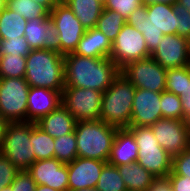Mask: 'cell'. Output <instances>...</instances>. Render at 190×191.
<instances>
[{
  "instance_id": "obj_1",
  "label": "cell",
  "mask_w": 190,
  "mask_h": 191,
  "mask_svg": "<svg viewBox=\"0 0 190 191\" xmlns=\"http://www.w3.org/2000/svg\"><path fill=\"white\" fill-rule=\"evenodd\" d=\"M120 69L110 58H92L74 53L64 55L65 87L105 92Z\"/></svg>"
},
{
  "instance_id": "obj_2",
  "label": "cell",
  "mask_w": 190,
  "mask_h": 191,
  "mask_svg": "<svg viewBox=\"0 0 190 191\" xmlns=\"http://www.w3.org/2000/svg\"><path fill=\"white\" fill-rule=\"evenodd\" d=\"M126 23L142 33L150 54L157 49L163 35L176 34L178 27L177 14L169 3H144L130 14Z\"/></svg>"
},
{
  "instance_id": "obj_3",
  "label": "cell",
  "mask_w": 190,
  "mask_h": 191,
  "mask_svg": "<svg viewBox=\"0 0 190 191\" xmlns=\"http://www.w3.org/2000/svg\"><path fill=\"white\" fill-rule=\"evenodd\" d=\"M25 80L30 87L63 91L64 55L47 49H36L26 56Z\"/></svg>"
},
{
  "instance_id": "obj_4",
  "label": "cell",
  "mask_w": 190,
  "mask_h": 191,
  "mask_svg": "<svg viewBox=\"0 0 190 191\" xmlns=\"http://www.w3.org/2000/svg\"><path fill=\"white\" fill-rule=\"evenodd\" d=\"M117 130L102 120L76 122L74 132L78 157L107 162Z\"/></svg>"
},
{
  "instance_id": "obj_5",
  "label": "cell",
  "mask_w": 190,
  "mask_h": 191,
  "mask_svg": "<svg viewBox=\"0 0 190 191\" xmlns=\"http://www.w3.org/2000/svg\"><path fill=\"white\" fill-rule=\"evenodd\" d=\"M135 91L136 87L120 72L102 94L100 120L117 128H128Z\"/></svg>"
},
{
  "instance_id": "obj_6",
  "label": "cell",
  "mask_w": 190,
  "mask_h": 191,
  "mask_svg": "<svg viewBox=\"0 0 190 191\" xmlns=\"http://www.w3.org/2000/svg\"><path fill=\"white\" fill-rule=\"evenodd\" d=\"M138 145L137 162L155 177H166L172 171L173 157L155 138L151 127L129 126Z\"/></svg>"
},
{
  "instance_id": "obj_7",
  "label": "cell",
  "mask_w": 190,
  "mask_h": 191,
  "mask_svg": "<svg viewBox=\"0 0 190 191\" xmlns=\"http://www.w3.org/2000/svg\"><path fill=\"white\" fill-rule=\"evenodd\" d=\"M33 144L30 143V122H8L1 153L19 170H27L35 161Z\"/></svg>"
},
{
  "instance_id": "obj_8",
  "label": "cell",
  "mask_w": 190,
  "mask_h": 191,
  "mask_svg": "<svg viewBox=\"0 0 190 191\" xmlns=\"http://www.w3.org/2000/svg\"><path fill=\"white\" fill-rule=\"evenodd\" d=\"M30 86L24 77L0 78V115L8 122L27 121Z\"/></svg>"
},
{
  "instance_id": "obj_9",
  "label": "cell",
  "mask_w": 190,
  "mask_h": 191,
  "mask_svg": "<svg viewBox=\"0 0 190 191\" xmlns=\"http://www.w3.org/2000/svg\"><path fill=\"white\" fill-rule=\"evenodd\" d=\"M151 57L144 36L134 26L125 24L112 42L110 59L121 70L136 60Z\"/></svg>"
},
{
  "instance_id": "obj_10",
  "label": "cell",
  "mask_w": 190,
  "mask_h": 191,
  "mask_svg": "<svg viewBox=\"0 0 190 191\" xmlns=\"http://www.w3.org/2000/svg\"><path fill=\"white\" fill-rule=\"evenodd\" d=\"M103 92L78 87H64L61 104L78 121L100 120Z\"/></svg>"
},
{
  "instance_id": "obj_11",
  "label": "cell",
  "mask_w": 190,
  "mask_h": 191,
  "mask_svg": "<svg viewBox=\"0 0 190 191\" xmlns=\"http://www.w3.org/2000/svg\"><path fill=\"white\" fill-rule=\"evenodd\" d=\"M136 88L152 92H164L167 69L162 67L152 57L136 60L120 70Z\"/></svg>"
},
{
  "instance_id": "obj_12",
  "label": "cell",
  "mask_w": 190,
  "mask_h": 191,
  "mask_svg": "<svg viewBox=\"0 0 190 191\" xmlns=\"http://www.w3.org/2000/svg\"><path fill=\"white\" fill-rule=\"evenodd\" d=\"M50 19L60 38V54L73 53L86 29L62 0L50 11Z\"/></svg>"
},
{
  "instance_id": "obj_13",
  "label": "cell",
  "mask_w": 190,
  "mask_h": 191,
  "mask_svg": "<svg viewBox=\"0 0 190 191\" xmlns=\"http://www.w3.org/2000/svg\"><path fill=\"white\" fill-rule=\"evenodd\" d=\"M150 127L159 145L172 157L190 148V125L186 121L162 118Z\"/></svg>"
},
{
  "instance_id": "obj_14",
  "label": "cell",
  "mask_w": 190,
  "mask_h": 191,
  "mask_svg": "<svg viewBox=\"0 0 190 191\" xmlns=\"http://www.w3.org/2000/svg\"><path fill=\"white\" fill-rule=\"evenodd\" d=\"M151 57L165 69L190 65V41L177 34L163 35Z\"/></svg>"
},
{
  "instance_id": "obj_15",
  "label": "cell",
  "mask_w": 190,
  "mask_h": 191,
  "mask_svg": "<svg viewBox=\"0 0 190 191\" xmlns=\"http://www.w3.org/2000/svg\"><path fill=\"white\" fill-rule=\"evenodd\" d=\"M27 171L37 185L68 191L67 164L56 158L35 161Z\"/></svg>"
},
{
  "instance_id": "obj_16",
  "label": "cell",
  "mask_w": 190,
  "mask_h": 191,
  "mask_svg": "<svg viewBox=\"0 0 190 191\" xmlns=\"http://www.w3.org/2000/svg\"><path fill=\"white\" fill-rule=\"evenodd\" d=\"M160 99L161 93L136 88L130 126L150 127L157 120L162 119Z\"/></svg>"
},
{
  "instance_id": "obj_17",
  "label": "cell",
  "mask_w": 190,
  "mask_h": 191,
  "mask_svg": "<svg viewBox=\"0 0 190 191\" xmlns=\"http://www.w3.org/2000/svg\"><path fill=\"white\" fill-rule=\"evenodd\" d=\"M105 161L77 157L67 163L68 170V191L96 187Z\"/></svg>"
},
{
  "instance_id": "obj_18",
  "label": "cell",
  "mask_w": 190,
  "mask_h": 191,
  "mask_svg": "<svg viewBox=\"0 0 190 191\" xmlns=\"http://www.w3.org/2000/svg\"><path fill=\"white\" fill-rule=\"evenodd\" d=\"M24 37L32 50L47 49L60 53V38L50 16L27 20Z\"/></svg>"
},
{
  "instance_id": "obj_19",
  "label": "cell",
  "mask_w": 190,
  "mask_h": 191,
  "mask_svg": "<svg viewBox=\"0 0 190 191\" xmlns=\"http://www.w3.org/2000/svg\"><path fill=\"white\" fill-rule=\"evenodd\" d=\"M62 91L30 87L27 97V121L36 123L61 105Z\"/></svg>"
},
{
  "instance_id": "obj_20",
  "label": "cell",
  "mask_w": 190,
  "mask_h": 191,
  "mask_svg": "<svg viewBox=\"0 0 190 191\" xmlns=\"http://www.w3.org/2000/svg\"><path fill=\"white\" fill-rule=\"evenodd\" d=\"M138 160V145L129 128H118L107 163L113 166L128 165Z\"/></svg>"
},
{
  "instance_id": "obj_21",
  "label": "cell",
  "mask_w": 190,
  "mask_h": 191,
  "mask_svg": "<svg viewBox=\"0 0 190 191\" xmlns=\"http://www.w3.org/2000/svg\"><path fill=\"white\" fill-rule=\"evenodd\" d=\"M111 50L112 42L104 33L92 28L85 31L73 53L92 58H109Z\"/></svg>"
},
{
  "instance_id": "obj_22",
  "label": "cell",
  "mask_w": 190,
  "mask_h": 191,
  "mask_svg": "<svg viewBox=\"0 0 190 191\" xmlns=\"http://www.w3.org/2000/svg\"><path fill=\"white\" fill-rule=\"evenodd\" d=\"M76 122L75 118L61 104L47 116L36 122V125L55 139L73 132Z\"/></svg>"
},
{
  "instance_id": "obj_23",
  "label": "cell",
  "mask_w": 190,
  "mask_h": 191,
  "mask_svg": "<svg viewBox=\"0 0 190 191\" xmlns=\"http://www.w3.org/2000/svg\"><path fill=\"white\" fill-rule=\"evenodd\" d=\"M127 191H147L155 178L138 162L117 166Z\"/></svg>"
},
{
  "instance_id": "obj_24",
  "label": "cell",
  "mask_w": 190,
  "mask_h": 191,
  "mask_svg": "<svg viewBox=\"0 0 190 191\" xmlns=\"http://www.w3.org/2000/svg\"><path fill=\"white\" fill-rule=\"evenodd\" d=\"M78 18L84 29L95 28L104 6L97 0H62Z\"/></svg>"
},
{
  "instance_id": "obj_25",
  "label": "cell",
  "mask_w": 190,
  "mask_h": 191,
  "mask_svg": "<svg viewBox=\"0 0 190 191\" xmlns=\"http://www.w3.org/2000/svg\"><path fill=\"white\" fill-rule=\"evenodd\" d=\"M26 23V19L6 7L0 12V39L23 37Z\"/></svg>"
},
{
  "instance_id": "obj_26",
  "label": "cell",
  "mask_w": 190,
  "mask_h": 191,
  "mask_svg": "<svg viewBox=\"0 0 190 191\" xmlns=\"http://www.w3.org/2000/svg\"><path fill=\"white\" fill-rule=\"evenodd\" d=\"M30 143L36 161L54 158V138L33 122H30Z\"/></svg>"
},
{
  "instance_id": "obj_27",
  "label": "cell",
  "mask_w": 190,
  "mask_h": 191,
  "mask_svg": "<svg viewBox=\"0 0 190 191\" xmlns=\"http://www.w3.org/2000/svg\"><path fill=\"white\" fill-rule=\"evenodd\" d=\"M125 24L126 20L118 12L103 8L95 28L113 42Z\"/></svg>"
},
{
  "instance_id": "obj_28",
  "label": "cell",
  "mask_w": 190,
  "mask_h": 191,
  "mask_svg": "<svg viewBox=\"0 0 190 191\" xmlns=\"http://www.w3.org/2000/svg\"><path fill=\"white\" fill-rule=\"evenodd\" d=\"M6 7L26 20L50 16V11L45 6L32 0H7Z\"/></svg>"
},
{
  "instance_id": "obj_29",
  "label": "cell",
  "mask_w": 190,
  "mask_h": 191,
  "mask_svg": "<svg viewBox=\"0 0 190 191\" xmlns=\"http://www.w3.org/2000/svg\"><path fill=\"white\" fill-rule=\"evenodd\" d=\"M78 157L75 132L54 139V158L64 164Z\"/></svg>"
},
{
  "instance_id": "obj_30",
  "label": "cell",
  "mask_w": 190,
  "mask_h": 191,
  "mask_svg": "<svg viewBox=\"0 0 190 191\" xmlns=\"http://www.w3.org/2000/svg\"><path fill=\"white\" fill-rule=\"evenodd\" d=\"M26 74V57L3 54L0 56V78H22Z\"/></svg>"
},
{
  "instance_id": "obj_31",
  "label": "cell",
  "mask_w": 190,
  "mask_h": 191,
  "mask_svg": "<svg viewBox=\"0 0 190 191\" xmlns=\"http://www.w3.org/2000/svg\"><path fill=\"white\" fill-rule=\"evenodd\" d=\"M98 191H127L117 166L107 163L96 185Z\"/></svg>"
},
{
  "instance_id": "obj_32",
  "label": "cell",
  "mask_w": 190,
  "mask_h": 191,
  "mask_svg": "<svg viewBox=\"0 0 190 191\" xmlns=\"http://www.w3.org/2000/svg\"><path fill=\"white\" fill-rule=\"evenodd\" d=\"M160 108L162 118L184 120L181 100L178 95L167 91L161 92Z\"/></svg>"
},
{
  "instance_id": "obj_33",
  "label": "cell",
  "mask_w": 190,
  "mask_h": 191,
  "mask_svg": "<svg viewBox=\"0 0 190 191\" xmlns=\"http://www.w3.org/2000/svg\"><path fill=\"white\" fill-rule=\"evenodd\" d=\"M186 87V66L167 69L165 91L178 96Z\"/></svg>"
},
{
  "instance_id": "obj_34",
  "label": "cell",
  "mask_w": 190,
  "mask_h": 191,
  "mask_svg": "<svg viewBox=\"0 0 190 191\" xmlns=\"http://www.w3.org/2000/svg\"><path fill=\"white\" fill-rule=\"evenodd\" d=\"M31 50L24 36L14 39H0V56L10 53L11 55L26 57Z\"/></svg>"
},
{
  "instance_id": "obj_35",
  "label": "cell",
  "mask_w": 190,
  "mask_h": 191,
  "mask_svg": "<svg viewBox=\"0 0 190 191\" xmlns=\"http://www.w3.org/2000/svg\"><path fill=\"white\" fill-rule=\"evenodd\" d=\"M142 4H144L143 0H107L104 9L118 12L127 20L130 14Z\"/></svg>"
},
{
  "instance_id": "obj_36",
  "label": "cell",
  "mask_w": 190,
  "mask_h": 191,
  "mask_svg": "<svg viewBox=\"0 0 190 191\" xmlns=\"http://www.w3.org/2000/svg\"><path fill=\"white\" fill-rule=\"evenodd\" d=\"M18 172L10 159L0 152V191L13 183Z\"/></svg>"
},
{
  "instance_id": "obj_37",
  "label": "cell",
  "mask_w": 190,
  "mask_h": 191,
  "mask_svg": "<svg viewBox=\"0 0 190 191\" xmlns=\"http://www.w3.org/2000/svg\"><path fill=\"white\" fill-rule=\"evenodd\" d=\"M173 8L178 19L176 34L190 41V11L177 2L173 4Z\"/></svg>"
},
{
  "instance_id": "obj_38",
  "label": "cell",
  "mask_w": 190,
  "mask_h": 191,
  "mask_svg": "<svg viewBox=\"0 0 190 191\" xmlns=\"http://www.w3.org/2000/svg\"><path fill=\"white\" fill-rule=\"evenodd\" d=\"M172 171L176 175L190 177V148L173 156Z\"/></svg>"
},
{
  "instance_id": "obj_39",
  "label": "cell",
  "mask_w": 190,
  "mask_h": 191,
  "mask_svg": "<svg viewBox=\"0 0 190 191\" xmlns=\"http://www.w3.org/2000/svg\"><path fill=\"white\" fill-rule=\"evenodd\" d=\"M36 186L37 184L27 170L19 171L11 184L12 189H15V191H35Z\"/></svg>"
},
{
  "instance_id": "obj_40",
  "label": "cell",
  "mask_w": 190,
  "mask_h": 191,
  "mask_svg": "<svg viewBox=\"0 0 190 191\" xmlns=\"http://www.w3.org/2000/svg\"><path fill=\"white\" fill-rule=\"evenodd\" d=\"M184 114V121L190 125V65L186 66V87L179 96Z\"/></svg>"
},
{
  "instance_id": "obj_41",
  "label": "cell",
  "mask_w": 190,
  "mask_h": 191,
  "mask_svg": "<svg viewBox=\"0 0 190 191\" xmlns=\"http://www.w3.org/2000/svg\"><path fill=\"white\" fill-rule=\"evenodd\" d=\"M167 176L172 184L173 191H190V177L176 175L173 171Z\"/></svg>"
},
{
  "instance_id": "obj_42",
  "label": "cell",
  "mask_w": 190,
  "mask_h": 191,
  "mask_svg": "<svg viewBox=\"0 0 190 191\" xmlns=\"http://www.w3.org/2000/svg\"><path fill=\"white\" fill-rule=\"evenodd\" d=\"M147 191H173V188L168 176L155 177Z\"/></svg>"
},
{
  "instance_id": "obj_43",
  "label": "cell",
  "mask_w": 190,
  "mask_h": 191,
  "mask_svg": "<svg viewBox=\"0 0 190 191\" xmlns=\"http://www.w3.org/2000/svg\"><path fill=\"white\" fill-rule=\"evenodd\" d=\"M38 2L39 4L45 6L49 11H51L61 0H32Z\"/></svg>"
},
{
  "instance_id": "obj_44",
  "label": "cell",
  "mask_w": 190,
  "mask_h": 191,
  "mask_svg": "<svg viewBox=\"0 0 190 191\" xmlns=\"http://www.w3.org/2000/svg\"><path fill=\"white\" fill-rule=\"evenodd\" d=\"M7 123H8V121L5 120V119L0 115V151H1V149H2L3 139H4L5 129H6Z\"/></svg>"
},
{
  "instance_id": "obj_45",
  "label": "cell",
  "mask_w": 190,
  "mask_h": 191,
  "mask_svg": "<svg viewBox=\"0 0 190 191\" xmlns=\"http://www.w3.org/2000/svg\"><path fill=\"white\" fill-rule=\"evenodd\" d=\"M177 0H143V2L147 5L149 3H169L174 4Z\"/></svg>"
},
{
  "instance_id": "obj_46",
  "label": "cell",
  "mask_w": 190,
  "mask_h": 191,
  "mask_svg": "<svg viewBox=\"0 0 190 191\" xmlns=\"http://www.w3.org/2000/svg\"><path fill=\"white\" fill-rule=\"evenodd\" d=\"M35 191H59L46 185H37Z\"/></svg>"
},
{
  "instance_id": "obj_47",
  "label": "cell",
  "mask_w": 190,
  "mask_h": 191,
  "mask_svg": "<svg viewBox=\"0 0 190 191\" xmlns=\"http://www.w3.org/2000/svg\"><path fill=\"white\" fill-rule=\"evenodd\" d=\"M176 2L190 11V0H177Z\"/></svg>"
},
{
  "instance_id": "obj_48",
  "label": "cell",
  "mask_w": 190,
  "mask_h": 191,
  "mask_svg": "<svg viewBox=\"0 0 190 191\" xmlns=\"http://www.w3.org/2000/svg\"><path fill=\"white\" fill-rule=\"evenodd\" d=\"M69 191H98L96 187L93 188H81V189H75V190H69Z\"/></svg>"
},
{
  "instance_id": "obj_49",
  "label": "cell",
  "mask_w": 190,
  "mask_h": 191,
  "mask_svg": "<svg viewBox=\"0 0 190 191\" xmlns=\"http://www.w3.org/2000/svg\"><path fill=\"white\" fill-rule=\"evenodd\" d=\"M7 0H0V12L6 8Z\"/></svg>"
},
{
  "instance_id": "obj_50",
  "label": "cell",
  "mask_w": 190,
  "mask_h": 191,
  "mask_svg": "<svg viewBox=\"0 0 190 191\" xmlns=\"http://www.w3.org/2000/svg\"><path fill=\"white\" fill-rule=\"evenodd\" d=\"M1 191H15V189H12L11 185L4 187Z\"/></svg>"
},
{
  "instance_id": "obj_51",
  "label": "cell",
  "mask_w": 190,
  "mask_h": 191,
  "mask_svg": "<svg viewBox=\"0 0 190 191\" xmlns=\"http://www.w3.org/2000/svg\"><path fill=\"white\" fill-rule=\"evenodd\" d=\"M100 4H102L103 6L106 4L107 0H97Z\"/></svg>"
}]
</instances>
